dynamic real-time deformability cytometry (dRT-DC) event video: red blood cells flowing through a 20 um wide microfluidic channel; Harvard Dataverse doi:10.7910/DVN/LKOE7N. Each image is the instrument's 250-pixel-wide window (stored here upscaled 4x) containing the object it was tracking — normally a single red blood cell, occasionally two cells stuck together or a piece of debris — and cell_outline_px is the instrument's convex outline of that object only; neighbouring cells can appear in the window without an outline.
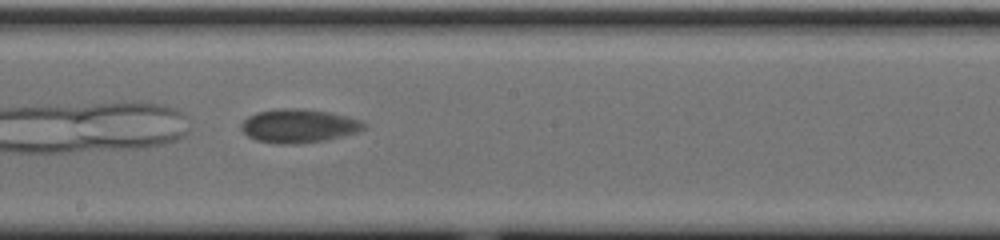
{"species": "common noctule bat (a hibernating species)", "species_latin": "Nyctalus noctula", "temperature_condition": "cold", "stored_images_in_passage": 33, "camera_frame_rate_fps": 3000, "um_per_image_px": 0.085, "animal": {"sex": "male", "body_mass_g": 20.0, "forearm_length_mm": 53.3}, "frame": {"image": 1, "passage_image": 15, "time_ms": 4.667, "image_size_px": [1000, 240], "cell_outline_px": [[368, 124], [360, 132], [328, 140], [296, 144], [276, 144], [256, 140], [248, 136], [240, 128], [240, 124], [248, 116], [256, 112], [280, 108], [300, 108], [328, 112], [348, 116], [360, 120]], "centroid_in_image_um": [25.41, 10.71], "position_along_channel_um": 222.8, "area_um2": 24.39}}
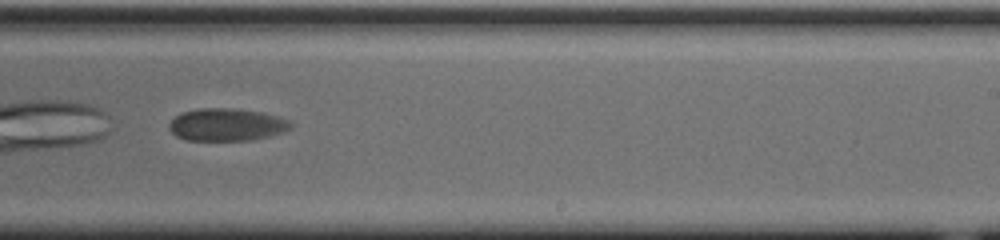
{"frame": {"image": 2, "passage_image": 19, "time_ms": 6.0, "image_size_px": [1000, 240], "cell_outline_px": [[292, 128], [284, 132], [252, 140], [184, 140], [176, 136], [168, 128], [168, 124], [180, 112], [200, 108], [232, 108], [260, 112], [276, 116], [288, 120], [292, 124]], "centroid_in_image_um": [19.24, 10.6], "position_along_channel_um": 269.8, "area_um2": 23.06}, "authors_computed_cell_mechanics": {"area_um2": 23.12, "velocity_mm_per_s": 3.5354, "shape_relaxation_time_tau1_ms": 2.37, "shape_relaxation_time_tau2_ms": null, "deformation_change_tau1": 0.065, "deformation_change_tau2": null}}